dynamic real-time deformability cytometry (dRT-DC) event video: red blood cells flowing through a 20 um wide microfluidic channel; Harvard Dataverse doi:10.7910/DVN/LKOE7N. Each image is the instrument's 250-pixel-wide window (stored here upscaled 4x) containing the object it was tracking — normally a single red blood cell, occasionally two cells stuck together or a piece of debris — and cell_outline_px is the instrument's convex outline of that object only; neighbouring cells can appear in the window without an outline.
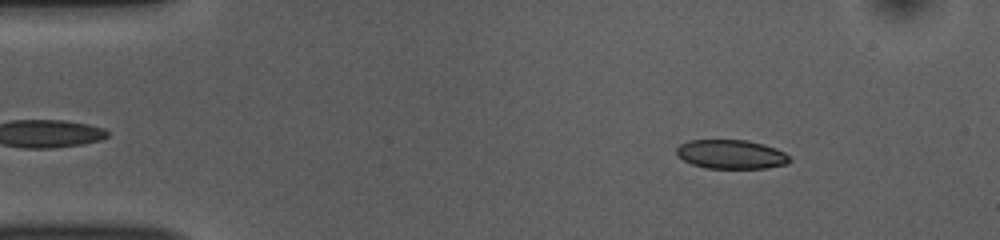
{"species": "common noctule bat (a hibernating species)", "species_latin": "Nyctalus noctula", "temperature_condition": "room temperature", "stored_images_in_passage": 52, "camera_frame_rate_fps": 3000, "um_per_image_px": 0.085, "animal": {"sex": "female", "body_mass_g": 10.0, "forearm_length_mm": 53.1}, "frame": {"image": 1, "passage_image": 6, "time_ms": 1.667, "image_size_px": [1000, 240], "cell_outline_px": [[792, 160], [788, 164], [768, 168], [708, 168], [692, 164], [676, 156], [676, 148], [680, 144], [688, 140], [748, 140], [764, 144], [776, 148], [784, 152]], "centroid_in_image_um": [62.15, 13.11], "position_along_channel_um": 22.8, "area_um2": 19.31}}
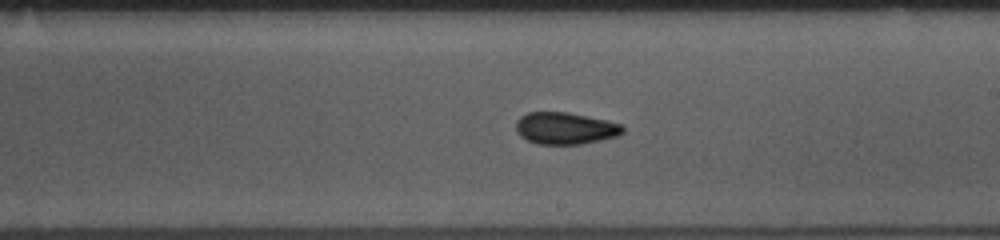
{"frame": {"image": 2, "passage_image": 29, "time_ms": 9.333, "image_size_px": [1000, 240], "cell_outline_px": [[624, 132], [620, 136], [580, 144], [536, 144], [520, 136], [516, 132], [516, 120], [520, 116], [528, 112], [568, 112], [604, 120], [620, 124], [624, 128]], "centroid_in_image_um": [48.02, 10.91], "position_along_channel_um": 241.0, "area_um2": 19.88}}
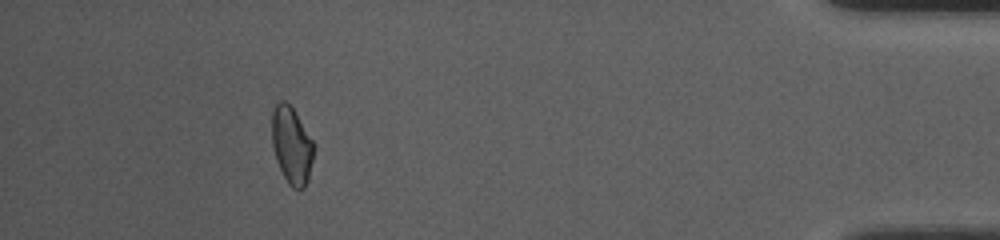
{"frame": {"image": 3, "passage_image": 47, "time_ms": 15.333, "image_size_px": [1000, 240], "cell_outline_px": [[312, 160], [308, 180], [304, 188], [292, 188], [288, 184], [276, 160], [272, 144], [272, 112], [276, 104], [280, 100], [284, 100], [292, 108], [312, 140]], "centroid_in_image_um": [24.76, 12.36], "position_along_channel_um": 410.4, "area_um2": 18.32}, "authors_computed_cell_mechanics": {"area_um2": 19.652, "velocity_mm_per_s": 3.7748, "shape_relaxation_time_tau1_ms": 6.6322, "shape_relaxation_time_tau2_ms": 5.34, "deformation_change_tau1": 0.1221, "deformation_change_tau2": 0.0941}}